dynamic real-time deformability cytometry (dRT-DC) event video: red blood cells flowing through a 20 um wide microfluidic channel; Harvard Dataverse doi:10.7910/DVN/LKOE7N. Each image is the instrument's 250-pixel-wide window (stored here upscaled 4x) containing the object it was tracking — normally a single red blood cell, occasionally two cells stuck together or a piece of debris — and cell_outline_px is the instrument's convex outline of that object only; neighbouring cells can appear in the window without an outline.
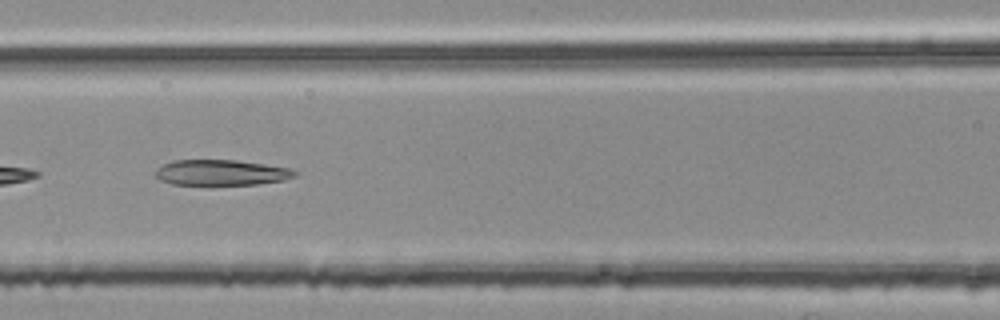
{"species": "common noctule bat (a hibernating species)", "species_latin": "Nyctalus noctula", "temperature_condition": "room temperature", "stored_images_in_passage": 8, "camera_frame_rate_fps": 3000, "um_per_image_px": 0.085, "animal": {"sex": "female", "body_mass_g": 25.1}, "frame": {"image": 1, "passage_image": 7, "time_ms": 2.0, "image_size_px": [1000, 320], "cell_outline_px": [[300, 172], [296, 176], [284, 180], [256, 184], [212, 188], [172, 184], [160, 180], [156, 176], [156, 168], [172, 160], [236, 160], [292, 168]], "centroid_in_image_um": [18.81, 14.72], "position_along_channel_um": 147.8, "area_um2": 21.96}}
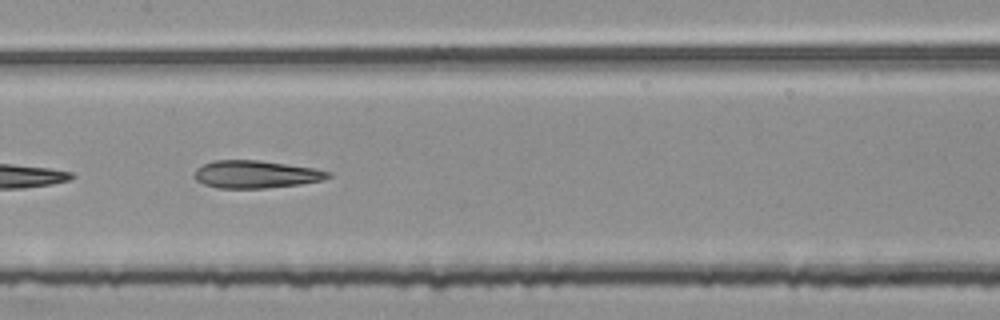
{"frame": {"image": 2, "passage_image": 8, "time_ms": 2.333, "image_size_px": [1000, 320], "cell_outline_px": [[332, 176], [324, 180], [300, 184], [264, 188], [216, 188], [204, 184], [196, 180], [192, 176], [196, 168], [212, 160], [260, 160], [312, 168], [332, 172]], "centroid_in_image_um": [21.72, 14.81], "position_along_channel_um": 185.7, "area_um2": 21.62}}